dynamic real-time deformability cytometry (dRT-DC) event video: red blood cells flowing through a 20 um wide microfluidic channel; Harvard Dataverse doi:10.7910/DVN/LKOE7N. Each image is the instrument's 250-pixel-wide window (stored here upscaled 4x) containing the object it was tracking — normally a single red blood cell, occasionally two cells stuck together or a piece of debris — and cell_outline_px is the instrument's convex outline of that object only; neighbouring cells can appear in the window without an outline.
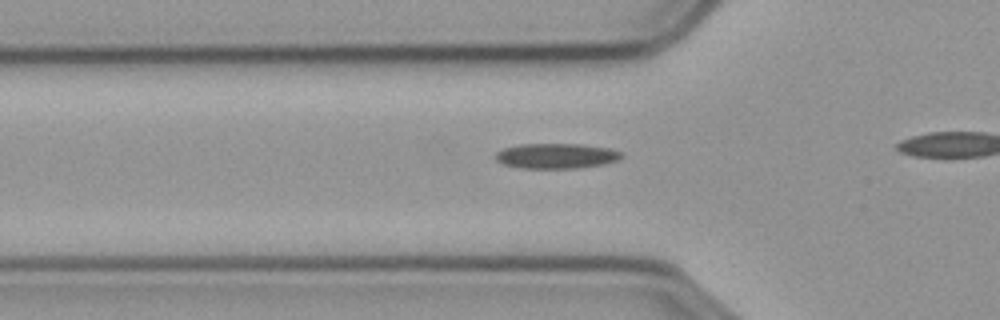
{"species": "common noctule bat (a hibernating species)", "species_latin": "Nyctalus noctula", "temperature_condition": "cold", "stored_images_in_passage": 33, "camera_frame_rate_fps": 3000, "um_per_image_px": 0.085, "animal": {"sex": "male", "body_mass_g": 23.1, "forearm_length_mm": 52.7}, "frame": {"image": 1, "passage_image": 7, "time_ms": 2.0, "image_size_px": [1000, 320], "cell_outline_px": [[624, 156], [620, 160], [604, 164], [576, 168], [520, 168], [504, 164], [496, 160], [496, 152], [504, 148], [520, 144], [584, 144], [608, 148], [624, 152]], "centroid_in_image_um": [47.34, 13.25], "position_along_channel_um": 78.5, "area_um2": 18.61}}
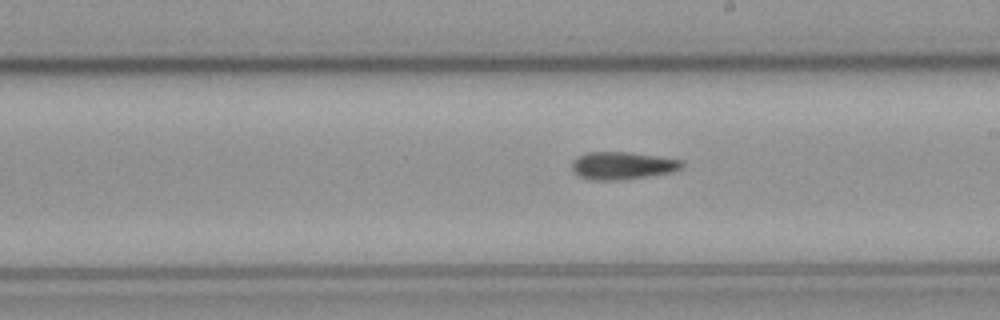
{"frame": {"image": 2, "passage_image": 20, "time_ms": 6.333, "image_size_px": [1000, 320], "cell_outline_px": [[684, 168], [672, 172], [648, 176], [620, 180], [588, 180], [580, 176], [572, 168], [572, 160], [588, 152], [632, 152], [684, 160]], "centroid_in_image_um": [52.96, 14.07], "position_along_channel_um": 236.0, "area_um2": 17.8}}
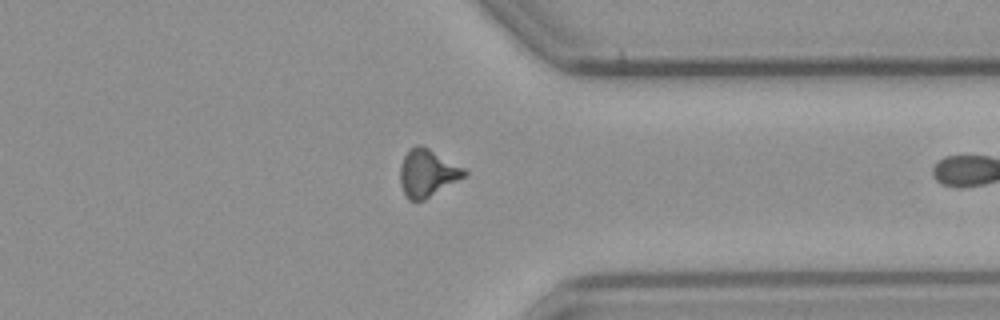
{"frame": {"image": 3, "passage_image": 32, "time_ms": 10.333, "image_size_px": [1000, 320], "cell_outline_px": [[468, 172], [464, 176], [424, 200], [408, 200], [404, 196], [400, 184], [400, 164], [404, 156], [416, 144], [420, 144], [428, 148], [464, 168]], "centroid_in_image_um": [36.28, 14.71], "position_along_channel_um": 375.1, "area_um2": 17.46}}